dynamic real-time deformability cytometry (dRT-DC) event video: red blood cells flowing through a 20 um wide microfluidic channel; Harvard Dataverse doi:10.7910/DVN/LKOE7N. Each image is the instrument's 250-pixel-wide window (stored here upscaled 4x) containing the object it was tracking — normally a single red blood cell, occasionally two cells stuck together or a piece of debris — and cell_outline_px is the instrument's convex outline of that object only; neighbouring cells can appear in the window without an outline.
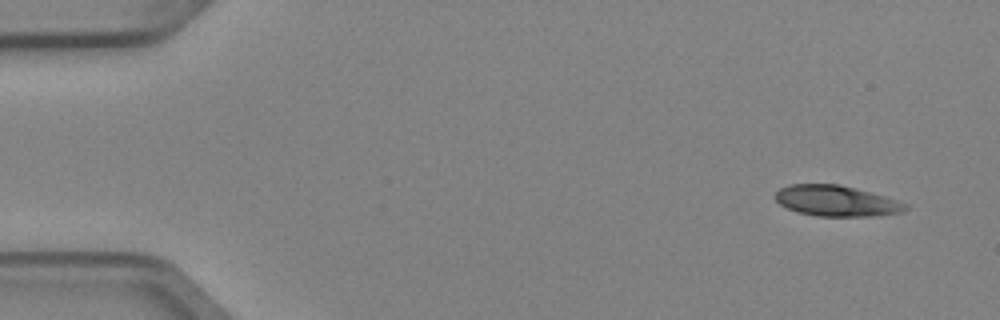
{"species": "Egyptian fruit bat (a non-hibernating species)", "species_latin": "Rousettus aegyptiacus", "temperature_condition": "cold", "stored_images_in_passage": 4, "camera_frame_rate_fps": 3000, "um_per_image_px": 0.085, "animal": {"sex": "female"}, "frame": {"image": 1, "passage_image": 1, "time_ms": 0.0, "image_size_px": [1000, 320], "cell_outline_px": [[908, 208], [900, 212], [872, 216], [816, 216], [796, 212], [780, 204], [776, 200], [776, 192], [780, 188], [788, 184], [840, 184], [856, 188], [884, 196], [908, 204]], "centroid_in_image_um": [71.06, 17.07], "position_along_channel_um": 13.9, "area_um2": 23.24}}
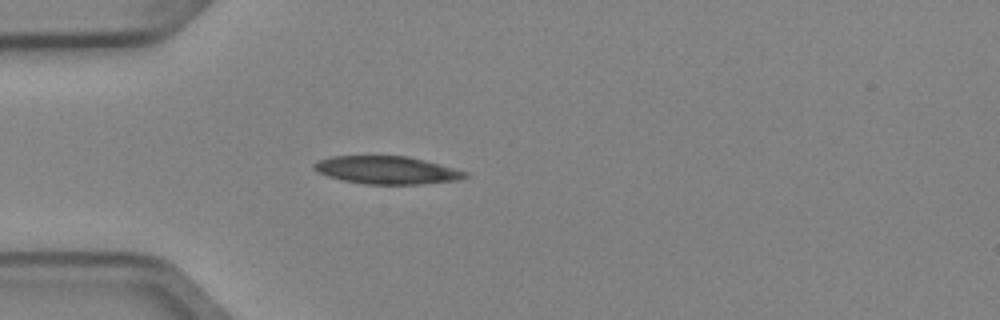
{"frame": {"image": 2, "passage_image": 4, "time_ms": 1.0, "image_size_px": [1000, 320], "cell_outline_px": [[468, 176], [460, 180], [420, 184], [364, 184], [344, 180], [328, 176], [312, 168], [312, 164], [320, 160], [332, 156], [408, 156], [440, 164], [468, 172]], "centroid_in_image_um": [32.91, 14.46], "position_along_channel_um": 52.1, "area_um2": 24.39}}